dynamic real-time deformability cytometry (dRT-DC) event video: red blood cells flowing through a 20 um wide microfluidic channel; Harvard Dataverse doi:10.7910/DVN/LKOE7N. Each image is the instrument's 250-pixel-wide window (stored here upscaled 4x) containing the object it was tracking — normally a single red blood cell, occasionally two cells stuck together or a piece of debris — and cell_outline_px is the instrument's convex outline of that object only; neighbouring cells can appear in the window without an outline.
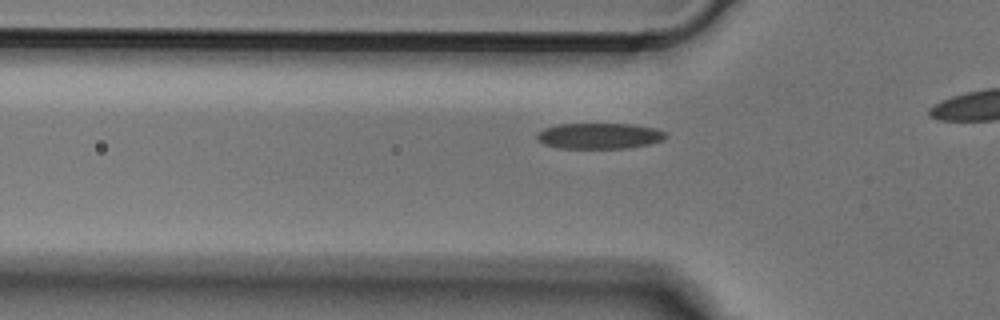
{"species": "Egyptian fruit bat (a non-hibernating species)", "species_latin": "Rousettus aegyptiacus", "temperature_condition": "cold", "stored_images_in_passage": 13, "camera_frame_rate_fps": 3000, "um_per_image_px": 0.085, "animal": {"sex": "male"}, "frame": {"image": 1, "passage_image": 4, "time_ms": 1.0, "image_size_px": [1000, 320], "cell_outline_px": [[668, 136], [664, 140], [648, 144], [628, 148], [560, 148], [544, 144], [536, 140], [536, 136], [544, 128], [560, 124], [632, 124], [656, 128], [664, 132]], "centroid_in_image_um": [50.96, 11.55], "position_along_channel_um": 74.8, "area_um2": 19.36}}
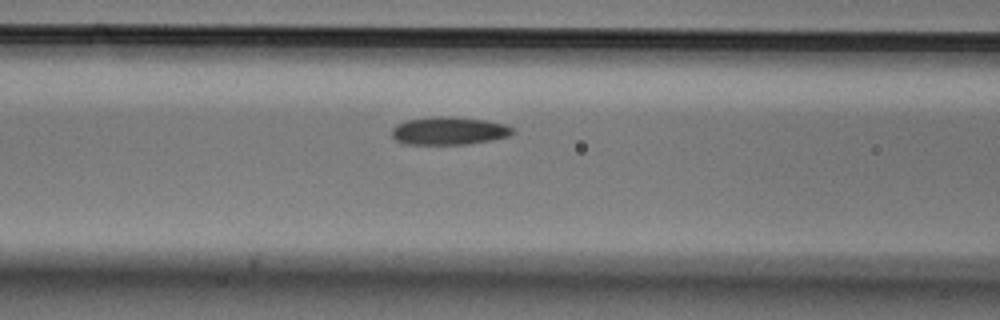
{"frame": {"image": 2, "passage_image": 8, "time_ms": 2.333, "image_size_px": [1000, 320], "cell_outline_px": [[516, 132], [508, 136], [468, 144], [404, 144], [396, 140], [392, 136], [392, 128], [396, 124], [408, 120], [440, 116], [452, 116], [484, 120], [504, 124], [516, 128]], "centroid_in_image_um": [38.17, 11.12], "position_along_channel_um": 128.4, "area_um2": 19.59}}
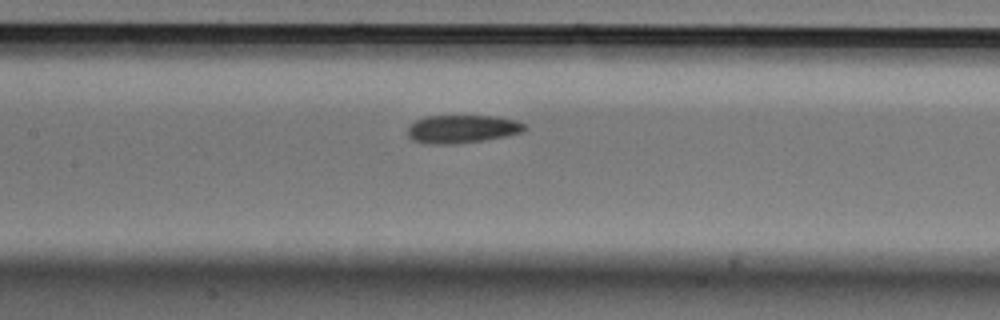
{"frame": {"image": 3, "passage_image": 11, "time_ms": 3.333, "image_size_px": [1000, 320], "cell_outline_px": [[528, 128], [524, 132], [504, 136], [480, 140], [452, 144], [428, 144], [412, 140], [408, 136], [408, 124], [424, 116], [496, 116], [516, 120], [524, 124]], "centroid_in_image_um": [39.26, 10.95], "position_along_channel_um": 168.1, "area_um2": 19.19}}